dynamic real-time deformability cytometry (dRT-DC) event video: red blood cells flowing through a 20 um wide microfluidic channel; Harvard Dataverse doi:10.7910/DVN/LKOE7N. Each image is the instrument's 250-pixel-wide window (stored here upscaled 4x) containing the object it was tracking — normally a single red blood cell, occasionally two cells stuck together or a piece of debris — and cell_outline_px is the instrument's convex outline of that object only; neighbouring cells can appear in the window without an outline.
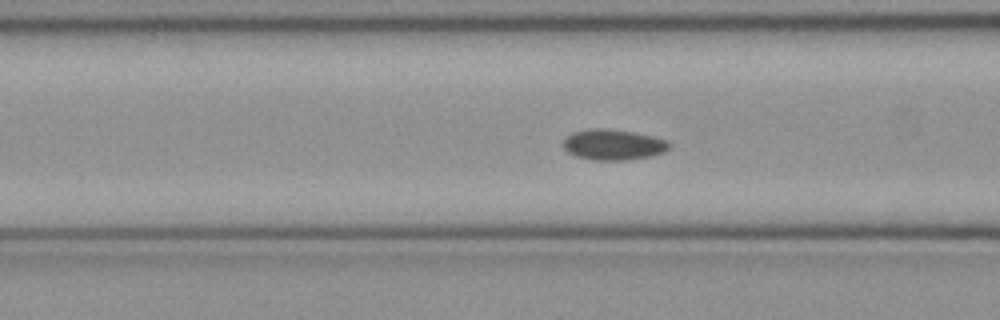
{"species": "common noctule bat (a hibernating species)", "species_latin": "Nyctalus noctula", "temperature_condition": "cold", "stored_images_in_passage": 52, "camera_frame_rate_fps": 3000, "um_per_image_px": 0.085, "animal": {"sex": "female", "body_mass_g": 21.9}, "frame": {"image": 1, "passage_image": 20, "time_ms": 6.333, "image_size_px": [1000, 320], "cell_outline_px": [[672, 144], [664, 152], [652, 156], [628, 160], [592, 160], [576, 156], [568, 152], [564, 148], [564, 140], [572, 132], [588, 128], [604, 128], [632, 132], [652, 136], [668, 140]], "centroid_in_image_um": [52.14, 12.3], "position_along_channel_um": 114.5, "area_um2": 19.02}}
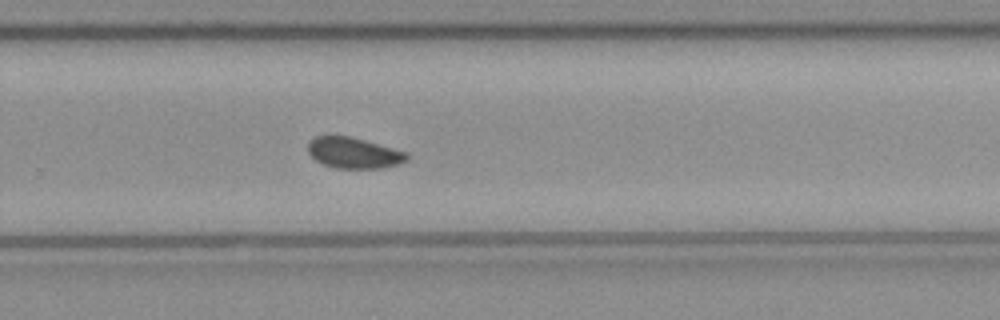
{"frame": {"image": 2, "passage_image": 34, "time_ms": 11.0, "image_size_px": [1000, 320], "cell_outline_px": [[408, 160], [400, 164], [380, 168], [336, 168], [324, 164], [316, 160], [308, 152], [308, 144], [316, 136], [352, 136], [408, 152]], "centroid_in_image_um": [30.11, 12.99], "position_along_channel_um": 299.7, "area_um2": 17.8}}
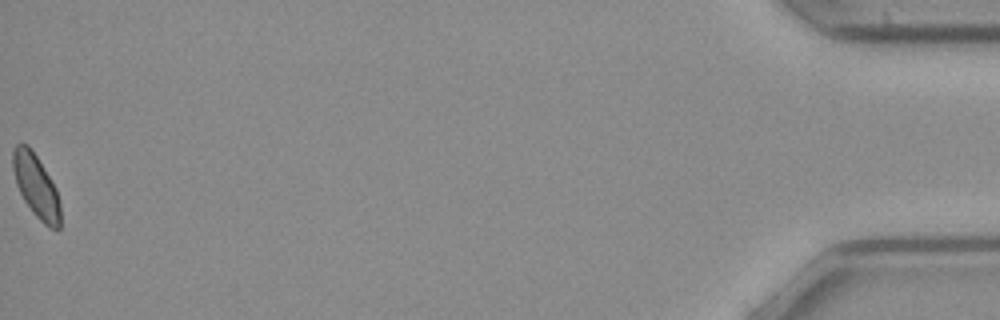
{"frame": {"image": 3, "passage_image": 52, "time_ms": 17.0, "image_size_px": [1000, 320], "cell_outline_px": [[60, 228], [48, 228], [32, 212], [24, 200], [16, 184], [12, 168], [12, 152], [16, 144], [28, 144], [36, 156], [56, 188], [60, 204]], "centroid_in_image_um": [3.05, 15.82], "position_along_channel_um": 432.1, "area_um2": 17.34}, "authors_computed_cell_mechanics": {"area_um2": 18.1781, "velocity_mm_per_s": 3.9743, "shape_relaxation_time_tau1_ms": null, "shape_relaxation_time_tau2_ms": 2.7513, "deformation_change_tau1": null, "deformation_change_tau2": 0.0658}}